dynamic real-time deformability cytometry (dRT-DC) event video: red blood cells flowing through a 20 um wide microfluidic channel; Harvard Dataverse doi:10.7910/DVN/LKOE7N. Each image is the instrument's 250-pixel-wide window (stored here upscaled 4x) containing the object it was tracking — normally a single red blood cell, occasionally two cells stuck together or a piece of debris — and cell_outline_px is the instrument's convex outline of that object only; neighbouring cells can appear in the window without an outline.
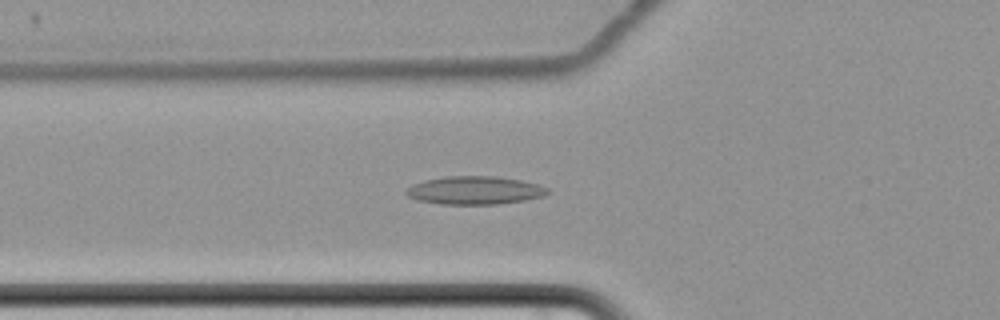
{"species": "common noctule bat (a hibernating species)", "species_latin": "Nyctalus noctula", "temperature_condition": "cold", "stored_images_in_passage": 46, "camera_frame_rate_fps": 3000, "um_per_image_px": 0.085, "animal": {"sex": "female", "body_mass_g": 22.7, "forearm_length_mm": 54.2}, "frame": {"image": 1, "passage_image": 8, "time_ms": 2.333, "image_size_px": [1000, 320], "cell_outline_px": [[552, 192], [544, 196], [524, 200], [496, 204], [440, 204], [416, 200], [408, 196], [404, 192], [412, 184], [424, 180], [444, 176], [496, 176], [520, 180], [536, 184], [548, 188]], "centroid_in_image_um": [40.34, 16.17], "position_along_channel_um": 85.5, "area_um2": 23.29}}
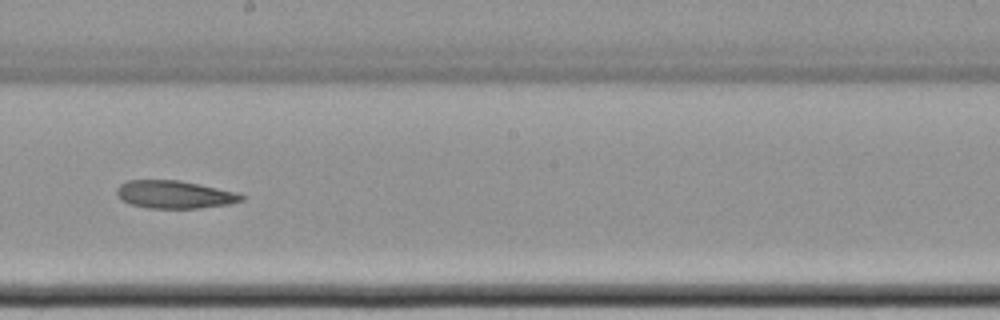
{"frame": {"image": 2, "passage_image": 21, "time_ms": 6.667, "image_size_px": [1000, 320], "cell_outline_px": [[248, 196], [244, 200], [228, 204], [200, 208], [148, 208], [128, 204], [120, 200], [116, 196], [116, 188], [120, 184], [128, 180], [180, 180], [236, 192]], "centroid_in_image_um": [14.81, 16.53], "position_along_channel_um": 233.4, "area_um2": 20.46}}
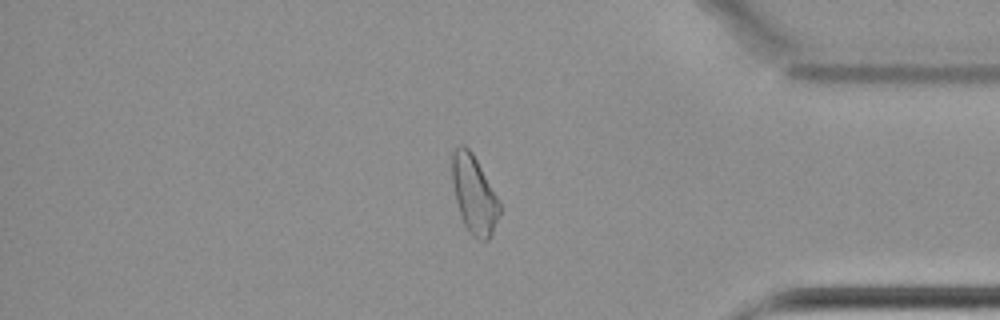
{"frame": {"image": 3, "passage_image": 37, "time_ms": 12.0, "image_size_px": [1000, 320], "cell_outline_px": [[504, 208], [492, 236], [488, 240], [480, 240], [472, 236], [468, 232], [464, 224], [456, 200], [452, 184], [452, 152], [460, 144], [464, 144], [472, 152], [504, 204]], "centroid_in_image_um": [40.37, 16.56], "position_along_channel_um": 394.8, "area_um2": 22.48}}